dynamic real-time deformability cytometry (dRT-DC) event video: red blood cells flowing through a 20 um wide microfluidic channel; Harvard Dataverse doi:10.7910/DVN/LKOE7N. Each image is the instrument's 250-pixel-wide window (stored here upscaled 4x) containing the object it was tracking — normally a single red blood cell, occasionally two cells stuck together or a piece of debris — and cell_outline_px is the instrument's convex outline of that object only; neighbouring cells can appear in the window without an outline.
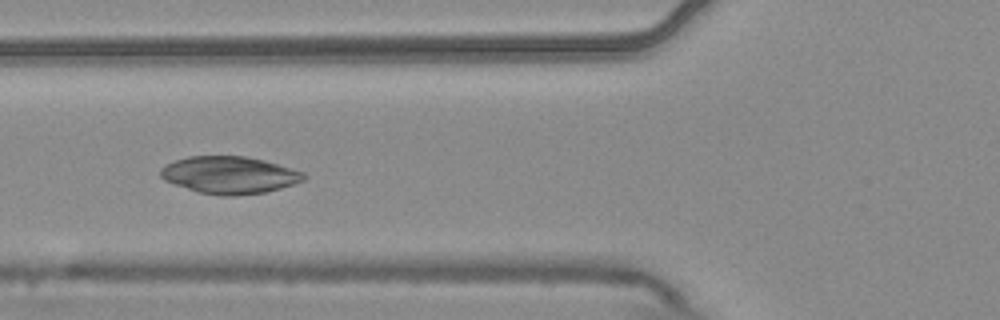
{"species": "common noctule bat (a hibernating species)", "species_latin": "Nyctalus noctula", "temperature_condition": "warm", "stored_images_in_passage": 9, "camera_frame_rate_fps": 3000, "um_per_image_px": 0.085, "animal": {"sex": "male", "body_mass_g": 20.4}, "frame": {"image": 1, "passage_image": 6, "time_ms": 1.667, "image_size_px": [1000, 320], "cell_outline_px": [[308, 176], [304, 180], [280, 188], [264, 192], [236, 196], [220, 196], [200, 192], [164, 180], [160, 176], [160, 168], [164, 164], [188, 156], [244, 156], [264, 160], [304, 172]], "centroid_in_image_um": [19.5, 14.87], "position_along_channel_um": 106.3, "area_um2": 30.98}}
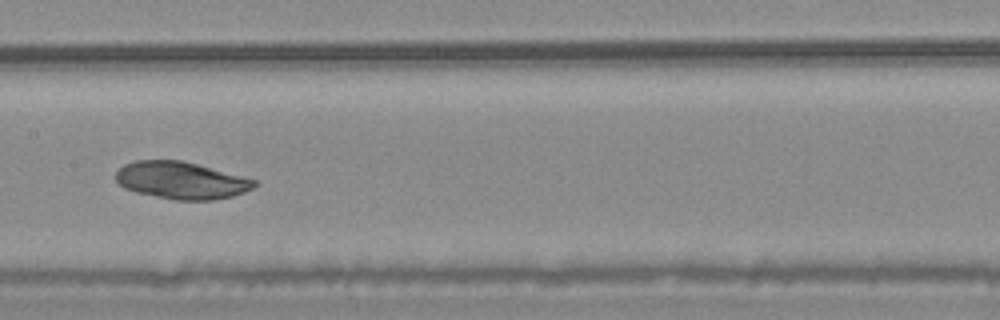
{"frame": {"image": 2, "passage_image": 8, "time_ms": 2.333, "image_size_px": [1000, 320], "cell_outline_px": [[256, 184], [252, 188], [244, 192], [232, 196], [212, 200], [176, 200], [136, 192], [124, 188], [116, 180], [116, 172], [124, 164], [136, 160], [180, 160], [196, 164], [256, 180]], "centroid_in_image_um": [15.37, 15.33], "position_along_channel_um": 192.0, "area_um2": 29.65}}
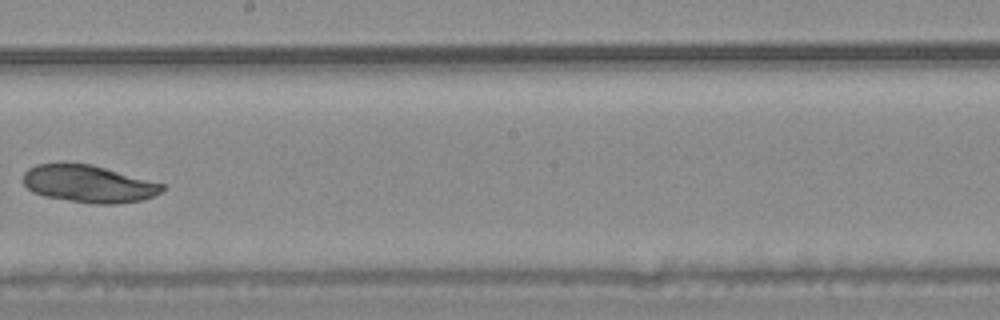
{"frame": {"image": 3, "passage_image": 9, "time_ms": 2.667, "image_size_px": [1000, 320], "cell_outline_px": [[164, 188], [160, 192], [152, 196], [140, 200], [116, 204], [96, 204], [44, 196], [32, 192], [24, 184], [24, 172], [28, 168], [36, 164], [92, 164], [164, 184]], "centroid_in_image_um": [7.52, 15.63], "position_along_channel_um": 240.7, "area_um2": 29.82}}